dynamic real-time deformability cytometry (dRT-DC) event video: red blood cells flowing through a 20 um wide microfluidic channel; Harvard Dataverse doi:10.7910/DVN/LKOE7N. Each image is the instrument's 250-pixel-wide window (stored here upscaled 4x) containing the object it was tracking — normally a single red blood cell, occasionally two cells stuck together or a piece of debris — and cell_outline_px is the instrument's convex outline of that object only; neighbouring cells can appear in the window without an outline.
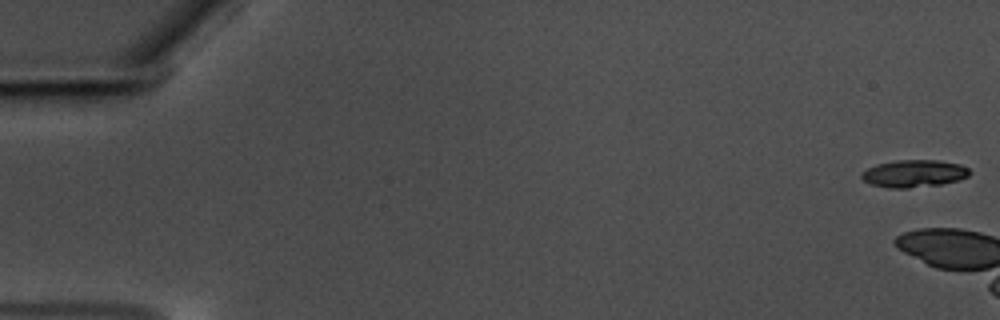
{"species": "common noctule bat (a hibernating species)", "species_latin": "Nyctalus noctula", "temperature_condition": "warm", "stored_images_in_passage": 8, "camera_frame_rate_fps": 3000, "um_per_image_px": 0.085, "animal": {"sex": "male", "body_mass_g": 17.5, "forearm_length_mm": 52.3}, "frame": {"image": 1, "passage_image": 1, "time_ms": 0.0, "image_size_px": [1000, 320], "cell_outline_px": [[972, 172], [968, 176], [960, 180], [940, 184], [908, 188], [888, 188], [872, 184], [864, 180], [860, 176], [860, 172], [876, 164], [896, 160], [940, 160], [960, 164], [968, 168]], "centroid_in_image_um": [77.7, 14.74], "position_along_channel_um": 7.3, "area_um2": 17.34}}